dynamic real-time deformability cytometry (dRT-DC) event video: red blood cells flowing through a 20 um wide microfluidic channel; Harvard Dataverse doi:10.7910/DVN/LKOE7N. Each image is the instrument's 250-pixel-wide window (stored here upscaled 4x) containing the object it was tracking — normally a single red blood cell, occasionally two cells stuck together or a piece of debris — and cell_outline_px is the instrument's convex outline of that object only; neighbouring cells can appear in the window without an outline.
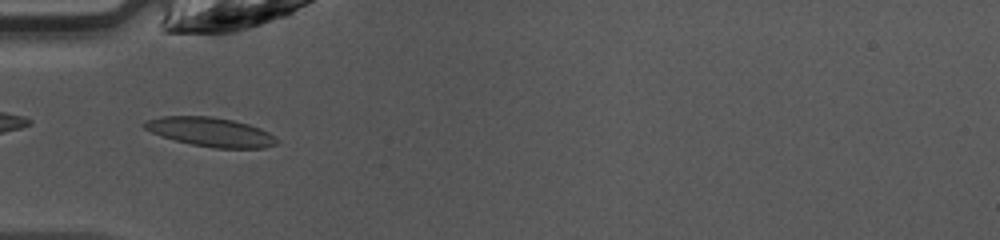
{"species": "common noctule bat (a hibernating species)", "species_latin": "Nyctalus noctula", "temperature_condition": "warm", "stored_images_in_passage": 30, "camera_frame_rate_fps": 3000, "um_per_image_px": 0.085, "animal": {"sex": "female", "body_mass_g": 10.0, "forearm_length_mm": 53.1}, "frame": {"image": 1, "passage_image": 1, "time_ms": 0.0, "image_size_px": [1000, 240], "cell_outline_px": [[280, 144], [264, 148], [216, 148], [192, 144], [160, 136], [144, 128], [144, 124], [148, 120], [160, 116], [212, 116], [232, 120], [248, 124], [260, 128], [276, 136], [280, 140]], "centroid_in_image_um": [17.97, 11.22], "position_along_channel_um": 67.0, "area_um2": 22.48}}
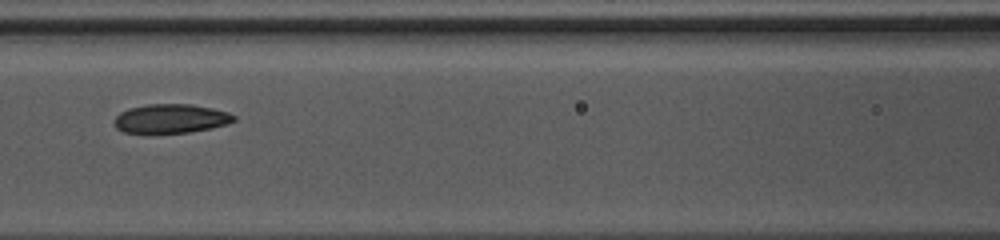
{"frame": {"image": 2, "passage_image": 7, "time_ms": 2.0, "image_size_px": [1000, 240], "cell_outline_px": [[236, 120], [228, 124], [212, 128], [188, 132], [124, 132], [116, 128], [112, 120], [120, 112], [128, 108], [148, 104], [192, 104], [212, 108], [228, 112], [236, 116]], "centroid_in_image_um": [14.53, 10.07], "position_along_channel_um": 152.1, "area_um2": 20.23}}
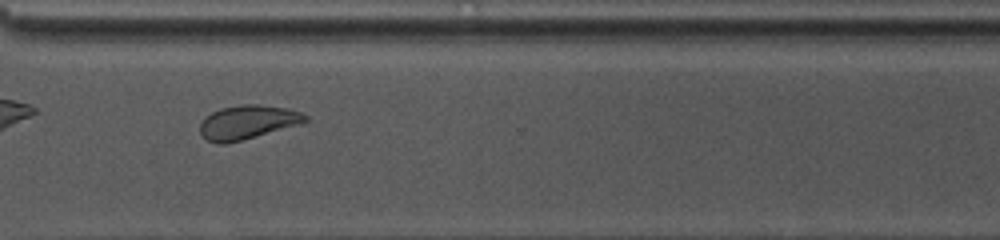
{"frame": {"image": 3, "passage_image": 21, "time_ms": 6.667, "image_size_px": [1000, 240], "cell_outline_px": [[308, 120], [304, 124], [224, 144], [220, 144], [208, 140], [200, 132], [200, 124], [212, 112], [220, 108], [244, 104], [256, 104], [288, 108], [300, 112], [308, 116]], "centroid_in_image_um": [21.11, 10.38], "position_along_channel_um": 349.5, "area_um2": 20.69}, "authors_computed_cell_mechanics": {"area_um2": 21.0392, "velocity_mm_per_s": 4.2372, "shape_relaxation_time_tau1_ms": 3.0153, "shape_relaxation_time_tau2_ms": 4.4136, "deformation_change_tau1": 0.1242, "deformation_change_tau2": 0.0694}}